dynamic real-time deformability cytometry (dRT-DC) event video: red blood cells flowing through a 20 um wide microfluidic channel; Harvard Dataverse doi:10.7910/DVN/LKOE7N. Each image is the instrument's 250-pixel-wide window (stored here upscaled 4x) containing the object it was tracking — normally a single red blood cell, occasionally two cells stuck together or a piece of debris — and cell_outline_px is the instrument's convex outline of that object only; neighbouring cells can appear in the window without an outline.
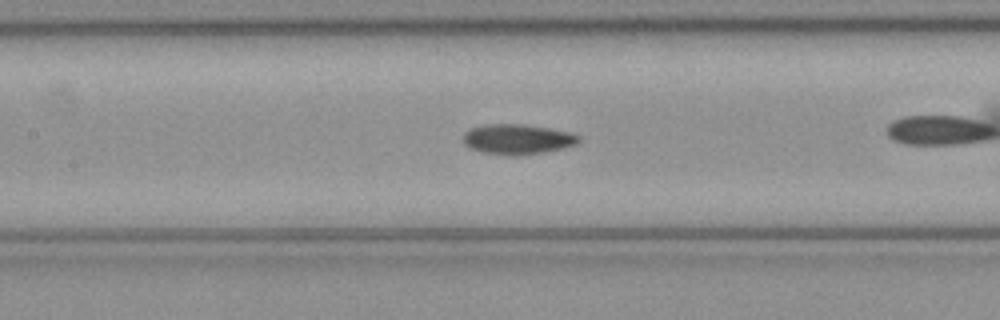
{"species": "common noctule bat (a hibernating species)", "species_latin": "Nyctalus noctula", "temperature_condition": "cold", "stored_images_in_passage": 41, "camera_frame_rate_fps": 3000, "um_per_image_px": 0.085, "animal": {"sex": "female", "body_mass_g": 21.9}, "frame": {"image": 1, "passage_image": 24, "time_ms": 7.667, "image_size_px": [1000, 320], "cell_outline_px": [[580, 140], [576, 144], [564, 148], [544, 152], [520, 156], [516, 156], [480, 152], [468, 148], [464, 144], [464, 132], [468, 128], [484, 124], [524, 124], [572, 132], [580, 136]], "centroid_in_image_um": [43.96, 11.83], "position_along_channel_um": 163.4, "area_um2": 20.63}}
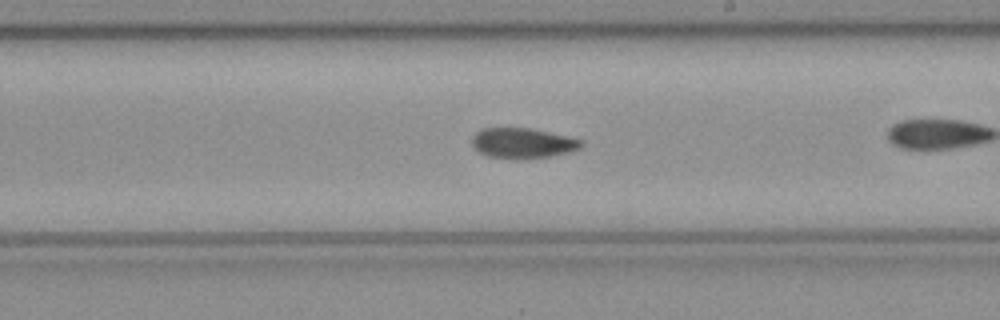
{"frame": {"image": 2, "passage_image": 30, "time_ms": 9.667, "image_size_px": [1000, 320], "cell_outline_px": [[584, 144], [580, 148], [572, 152], [548, 156], [516, 160], [488, 156], [480, 152], [472, 144], [472, 136], [476, 132], [484, 128], [528, 128], [584, 140]], "centroid_in_image_um": [44.44, 12.18], "position_along_channel_um": 244.6, "area_um2": 19.25}}